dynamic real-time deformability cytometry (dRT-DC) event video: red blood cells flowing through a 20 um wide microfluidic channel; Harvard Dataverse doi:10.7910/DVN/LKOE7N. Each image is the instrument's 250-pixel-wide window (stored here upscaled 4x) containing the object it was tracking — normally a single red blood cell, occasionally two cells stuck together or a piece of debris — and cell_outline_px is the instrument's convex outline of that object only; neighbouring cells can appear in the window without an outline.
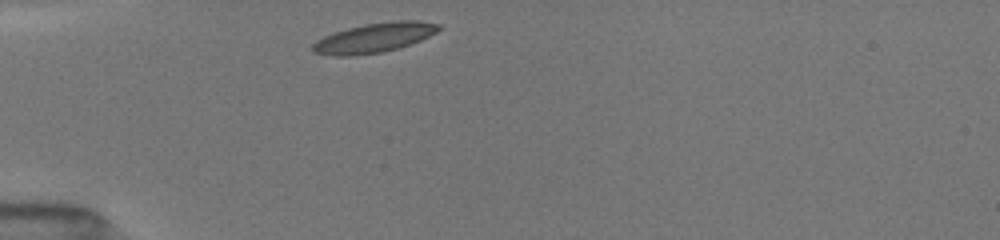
{"species": "common noctule bat (a hibernating species)", "species_latin": "Nyctalus noctula", "temperature_condition": "room temperature", "stored_images_in_passage": 32, "camera_frame_rate_fps": 3000, "um_per_image_px": 0.085, "animal": {"sex": "female", "body_mass_g": 19.5, "forearm_length_mm": 54.1}, "frame": {"image": 1, "passage_image": 1, "time_ms": 0.0, "image_size_px": [1000, 240], "cell_outline_px": [[440, 28], [436, 32], [420, 40], [396, 48], [380, 52], [352, 56], [332, 56], [316, 52], [312, 48], [312, 44], [316, 40], [324, 36], [348, 28], [364, 24], [396, 20], [420, 20], [440, 24]], "centroid_in_image_um": [31.81, 3.2], "position_along_channel_um": 53.2, "area_um2": 21.44}}
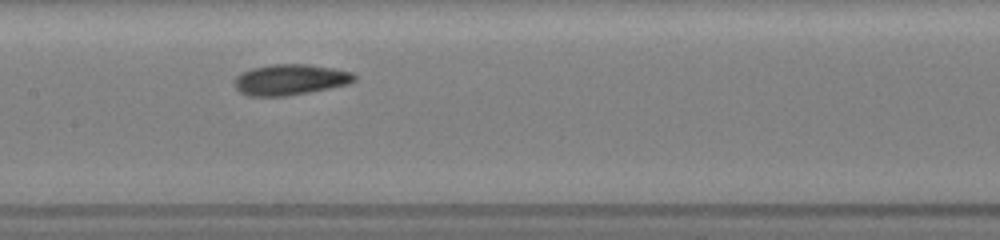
{"frame": {"image": 2, "passage_image": 12, "time_ms": 3.667, "image_size_px": [1000, 240], "cell_outline_px": [[356, 80], [348, 84], [308, 92], [284, 96], [248, 96], [240, 92], [232, 84], [236, 76], [252, 68], [272, 64], [308, 64], [332, 68], [352, 72], [356, 76]], "centroid_in_image_um": [24.64, 6.77], "position_along_channel_um": 182.8, "area_um2": 21.44}}
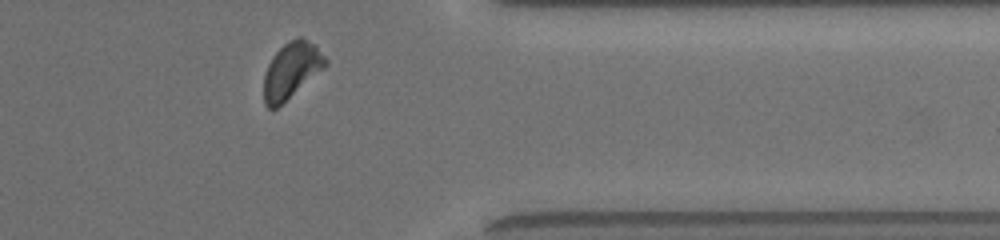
{"frame": {"image": 3, "passage_image": 28, "time_ms": 9.0, "image_size_px": [1000, 240], "cell_outline_px": [[328, 64], [324, 68], [276, 108], [268, 108], [264, 104], [264, 76], [268, 64], [272, 56], [284, 44], [300, 36], [316, 44], [328, 60]], "centroid_in_image_um": [24.78, 5.95], "position_along_channel_um": 386.6, "area_um2": 19.88}, "authors_computed_cell_mechanics": {"area_um2": 20.6057, "velocity_mm_per_s": 3.9972, "shape_relaxation_time_tau1_ms": 2.1918, "shape_relaxation_time_tau2_ms": 2.0773, "deformation_change_tau1": 0.1127, "deformation_change_tau2": 0.0836}}